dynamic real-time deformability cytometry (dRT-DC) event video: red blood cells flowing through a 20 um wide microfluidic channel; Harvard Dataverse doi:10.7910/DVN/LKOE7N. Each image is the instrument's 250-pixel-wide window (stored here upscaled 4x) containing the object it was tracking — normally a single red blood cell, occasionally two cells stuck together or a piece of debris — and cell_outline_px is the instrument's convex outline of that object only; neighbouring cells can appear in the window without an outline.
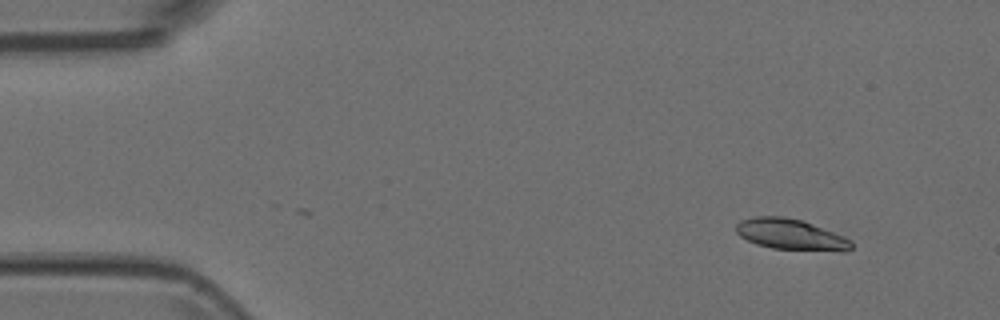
{"species": "Egyptian fruit bat (a non-hibernating species)", "species_latin": "Rousettus aegyptiacus", "temperature_condition": "room temperature", "stored_images_in_passage": 2, "camera_frame_rate_fps": 3000, "um_per_image_px": 0.085, "animal": {"sex": "female"}, "frame": {"image": 1, "passage_image": 2, "time_ms": 0.333, "image_size_px": [1000, 320], "cell_outline_px": [[852, 248], [844, 252], [840, 252], [772, 248], [756, 244], [740, 236], [736, 232], [736, 224], [740, 220], [752, 216], [784, 216], [804, 220], [844, 236], [852, 240]], "centroid_in_image_um": [67.24, 19.92], "position_along_channel_um": 17.8, "area_um2": 21.1}}